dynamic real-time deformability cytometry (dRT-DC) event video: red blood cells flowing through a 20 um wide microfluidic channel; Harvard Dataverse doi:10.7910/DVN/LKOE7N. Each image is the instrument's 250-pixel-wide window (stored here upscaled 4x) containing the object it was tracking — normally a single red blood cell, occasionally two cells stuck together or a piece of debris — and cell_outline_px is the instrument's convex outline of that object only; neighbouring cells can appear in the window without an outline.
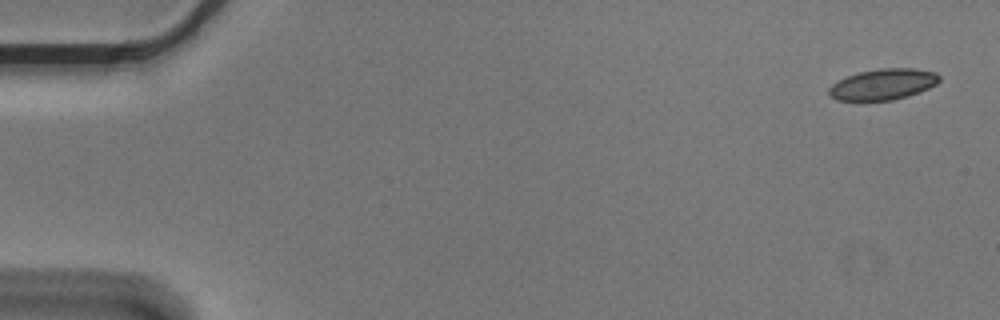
{"species": "Egyptian fruit bat (a non-hibernating species)", "species_latin": "Rousettus aegyptiacus", "temperature_condition": "cold", "stored_images_in_passage": 5, "camera_frame_rate_fps": 3000, "um_per_image_px": 0.085, "animal": {"sex": "male"}, "frame": {"image": 1, "passage_image": 1, "time_ms": 0.0, "image_size_px": [1000, 320], "cell_outline_px": [[940, 80], [936, 84], [928, 88], [908, 96], [892, 100], [836, 100], [828, 92], [828, 88], [832, 84], [848, 76], [860, 72], [880, 68], [916, 68], [936, 72], [940, 76]], "centroid_in_image_um": [75.09, 7.16], "position_along_channel_um": 9.9, "area_um2": 19.77}}